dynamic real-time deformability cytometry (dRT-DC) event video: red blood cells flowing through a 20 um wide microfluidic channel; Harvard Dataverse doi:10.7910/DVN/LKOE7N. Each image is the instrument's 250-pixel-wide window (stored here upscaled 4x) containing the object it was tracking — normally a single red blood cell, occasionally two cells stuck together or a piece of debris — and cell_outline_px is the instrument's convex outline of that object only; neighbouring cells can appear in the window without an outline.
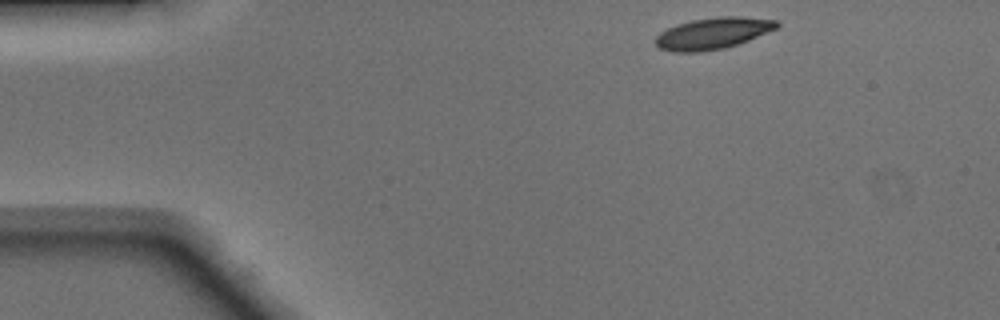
{"species": "Egyptian fruit bat (a non-hibernating species)", "species_latin": "Rousettus aegyptiacus", "temperature_condition": "warm", "stored_images_in_passage": 34, "camera_frame_rate_fps": 3000, "um_per_image_px": 0.085, "animal": {"sex": "male"}, "frame": {"image": 1, "passage_image": 1, "time_ms": 0.0, "image_size_px": [1000, 320], "cell_outline_px": [[780, 24], [776, 28], [748, 40], [724, 48], [700, 52], [676, 52], [660, 48], [652, 40], [660, 32], [676, 24], [692, 20], [716, 16], [740, 16], [776, 20]], "centroid_in_image_um": [60.55, 2.82], "position_along_channel_um": 24.4, "area_um2": 22.2}}
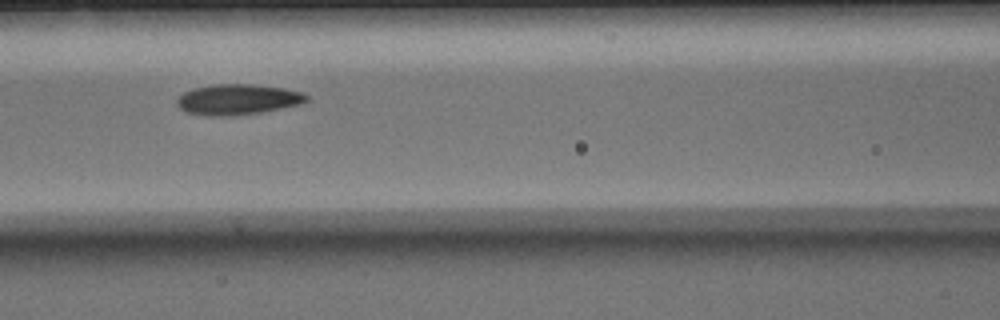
{"frame": {"image": 2, "passage_image": 15, "time_ms": 4.667, "image_size_px": [1000, 320], "cell_outline_px": [[308, 100], [300, 104], [260, 112], [228, 116], [208, 116], [188, 112], [180, 108], [176, 104], [176, 100], [184, 92], [192, 88], [212, 84], [252, 84], [284, 88], [304, 92], [308, 96]], "centroid_in_image_um": [20.2, 8.44], "position_along_channel_um": 146.4, "area_um2": 23.06}}
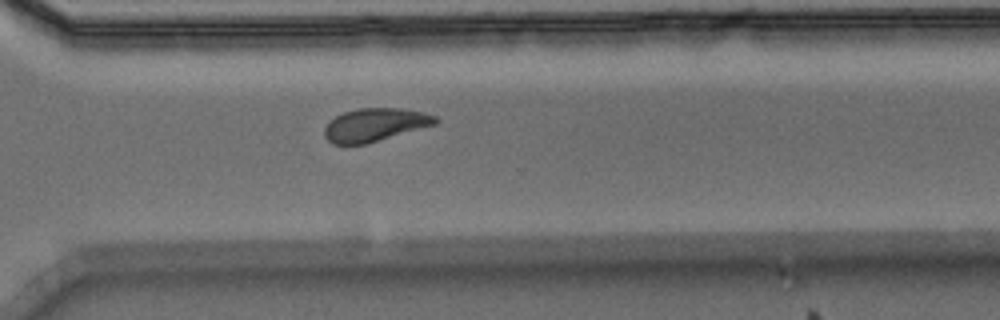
{"frame": {"image": 3, "passage_image": 29, "time_ms": 9.333, "image_size_px": [1000, 320], "cell_outline_px": [[440, 120], [436, 124], [364, 144], [332, 144], [324, 136], [324, 128], [328, 120], [344, 112], [360, 108], [400, 108], [424, 112], [436, 116]], "centroid_in_image_um": [31.85, 10.6], "position_along_channel_um": 338.7, "area_um2": 21.33}}